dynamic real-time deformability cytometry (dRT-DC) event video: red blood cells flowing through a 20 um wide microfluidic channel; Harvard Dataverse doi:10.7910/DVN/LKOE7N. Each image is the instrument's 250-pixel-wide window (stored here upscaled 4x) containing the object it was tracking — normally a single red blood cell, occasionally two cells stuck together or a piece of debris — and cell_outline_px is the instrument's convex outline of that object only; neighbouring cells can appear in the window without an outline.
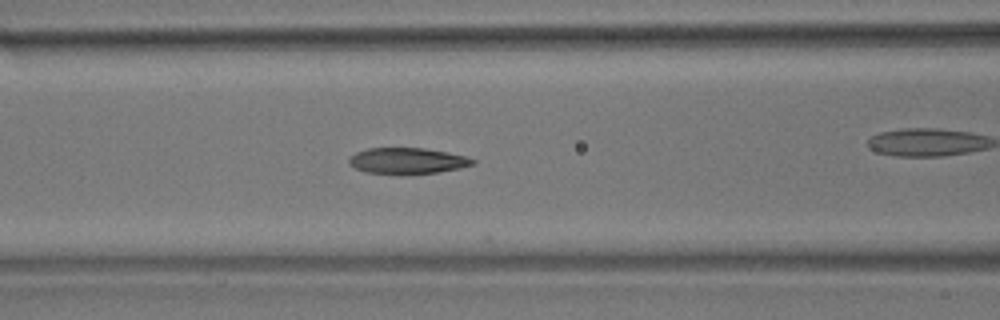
{"species": "common noctule bat (a hibernating species)", "species_latin": "Nyctalus noctula", "temperature_condition": "room temperature", "stored_images_in_passage": 26, "camera_frame_rate_fps": 3000, "um_per_image_px": 0.085, "animal": {"sex": "male", "body_mass_g": 17.9}, "frame": {"image": 1, "passage_image": 22, "time_ms": 7.0, "image_size_px": [1000, 320], "cell_outline_px": [[476, 164], [460, 168], [436, 172], [364, 172], [348, 164], [348, 156], [356, 152], [368, 148], [424, 148], [448, 152], [464, 156], [476, 160]], "centroid_in_image_um": [34.61, 13.63], "position_along_channel_um": 132.0, "area_um2": 18.26}}
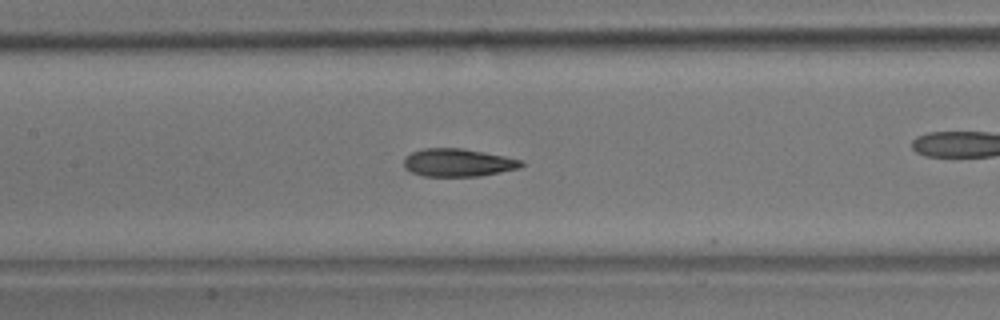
{"frame": {"image": 2, "passage_image": 25, "time_ms": 8.0, "image_size_px": [1000, 320], "cell_outline_px": [[524, 164], [520, 168], [480, 176], [424, 176], [408, 172], [404, 168], [404, 156], [412, 152], [424, 148], [464, 148], [524, 160]], "centroid_in_image_um": [38.91, 13.82], "position_along_channel_um": 168.5, "area_um2": 19.31}}